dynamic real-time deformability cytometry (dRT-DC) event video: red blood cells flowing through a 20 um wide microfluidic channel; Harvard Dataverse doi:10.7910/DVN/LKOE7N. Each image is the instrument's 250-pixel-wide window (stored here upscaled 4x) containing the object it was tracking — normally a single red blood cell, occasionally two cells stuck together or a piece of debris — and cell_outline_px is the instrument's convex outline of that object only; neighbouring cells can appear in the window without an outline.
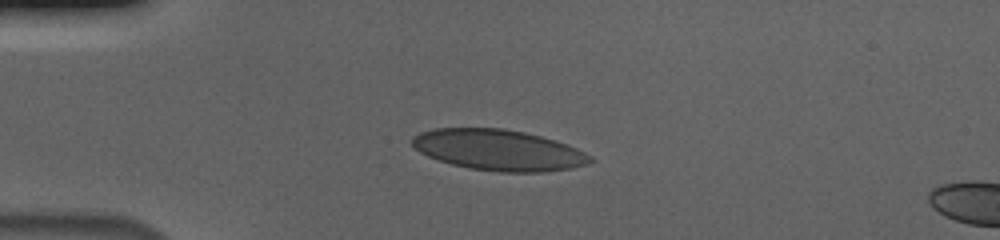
{"species": "human", "species_latin": "Homo sapiens", "temperature_condition": "cold", "stored_images_in_passage": 42, "camera_frame_rate_fps": 3000, "um_per_image_px": 0.085, "donor": {"sex": "male"}, "frame": {"image": 1, "passage_image": 1, "time_ms": 0.0, "image_size_px": [1000, 240], "cell_outline_px": [[596, 160], [588, 164], [572, 168], [544, 172], [500, 172], [468, 168], [452, 164], [428, 156], [420, 152], [412, 144], [412, 136], [420, 132], [436, 128], [504, 128], [524, 132], [556, 140], [576, 148], [592, 156]], "centroid_in_image_um": [42.41, 12.75], "position_along_channel_um": 42.6, "area_um2": 42.48}}
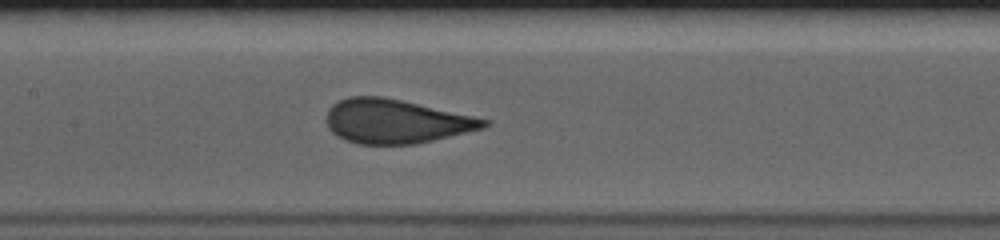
{"frame": {"image": 2, "passage_image": 14, "time_ms": 4.333, "image_size_px": [1000, 240], "cell_outline_px": [[492, 120], [484, 128], [416, 144], [360, 144], [344, 140], [336, 136], [328, 128], [328, 108], [332, 104], [348, 96], [380, 96], [400, 100]], "centroid_in_image_um": [33.63, 10.32], "position_along_channel_um": 173.8, "area_um2": 40.17}}
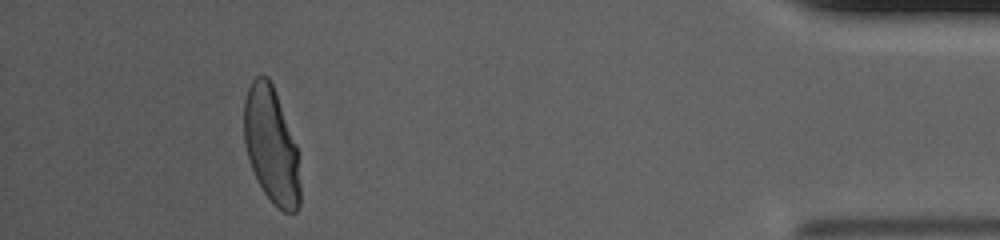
{"frame": {"image": 3, "passage_image": 38, "time_ms": 12.333, "image_size_px": [1000, 240], "cell_outline_px": [[300, 204], [296, 212], [284, 212], [276, 208], [272, 204], [256, 180], [248, 156], [244, 140], [244, 100], [248, 88], [252, 80], [256, 76], [268, 76], [276, 92], [296, 144], [300, 184]], "centroid_in_image_um": [23.06, 12.39], "position_along_channel_um": 412.1, "area_um2": 38.03}, "authors_computed_cell_mechanics": {"area_um2": 40.5467, "velocity_mm_per_s": 3.6897, "shape_relaxation_time_tau1_ms": 6.4995, "shape_relaxation_time_tau2_ms": null, "deformation_change_tau1": 0.1971, "deformation_change_tau2": null}}